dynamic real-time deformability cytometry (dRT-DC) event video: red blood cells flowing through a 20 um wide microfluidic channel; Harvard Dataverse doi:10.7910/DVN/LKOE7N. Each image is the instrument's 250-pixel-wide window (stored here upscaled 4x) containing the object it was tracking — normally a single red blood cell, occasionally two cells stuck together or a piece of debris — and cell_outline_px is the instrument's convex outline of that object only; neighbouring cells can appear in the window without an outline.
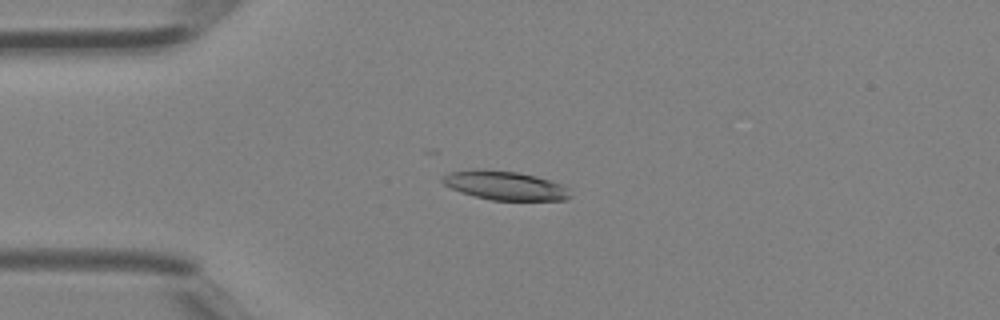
{"species": "Egyptian fruit bat (a non-hibernating species)", "species_latin": "Rousettus aegyptiacus", "temperature_condition": "room temperature", "stored_images_in_passage": 24, "camera_frame_rate_fps": 3000, "um_per_image_px": 0.085, "animal": {"sex": "female"}, "frame": {"image": 1, "passage_image": 4, "time_ms": 1.0, "image_size_px": [1000, 320], "cell_outline_px": [[568, 200], [492, 200], [460, 192], [444, 184], [440, 180], [448, 172], [472, 168], [484, 168], [516, 172], [536, 176], [560, 184], [568, 188]], "centroid_in_image_um": [42.85, 15.74], "position_along_channel_um": 42.1, "area_um2": 21.5}}
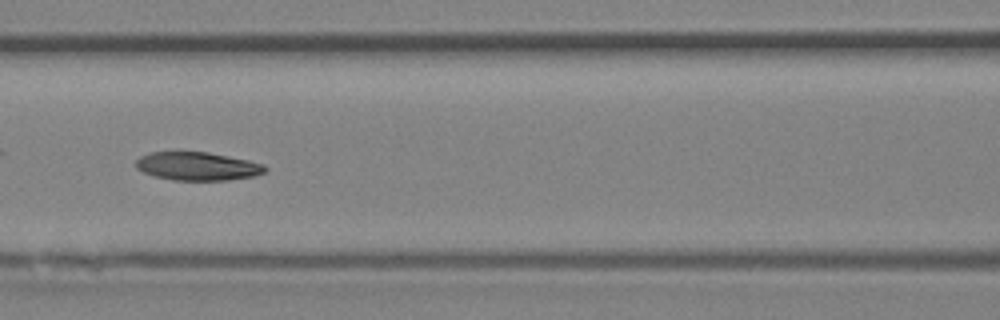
{"frame": {"image": 2, "passage_image": 12, "time_ms": 3.667, "image_size_px": [1000, 320], "cell_outline_px": [[268, 168], [264, 172], [252, 176], [228, 180], [172, 180], [152, 176], [136, 168], [136, 160], [140, 156], [148, 152], [208, 152], [248, 160], [264, 164]], "centroid_in_image_um": [16.76, 14.13], "position_along_channel_um": 149.8, "area_um2": 21.33}}
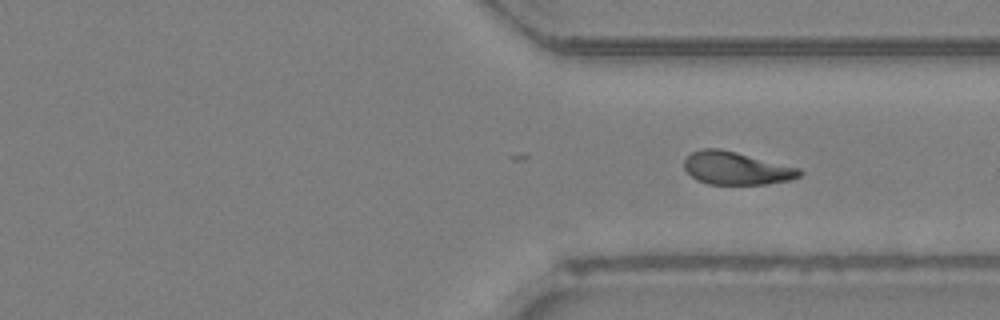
{"frame": {"image": 3, "passage_image": 24, "time_ms": 7.667, "image_size_px": [1000, 320], "cell_outline_px": [[804, 172], [800, 176], [792, 180], [768, 184], [708, 184], [696, 180], [684, 168], [684, 160], [692, 152], [704, 148], [720, 148], [800, 168]], "centroid_in_image_um": [62.61, 14.31], "position_along_channel_um": 348.8, "area_um2": 22.14}}